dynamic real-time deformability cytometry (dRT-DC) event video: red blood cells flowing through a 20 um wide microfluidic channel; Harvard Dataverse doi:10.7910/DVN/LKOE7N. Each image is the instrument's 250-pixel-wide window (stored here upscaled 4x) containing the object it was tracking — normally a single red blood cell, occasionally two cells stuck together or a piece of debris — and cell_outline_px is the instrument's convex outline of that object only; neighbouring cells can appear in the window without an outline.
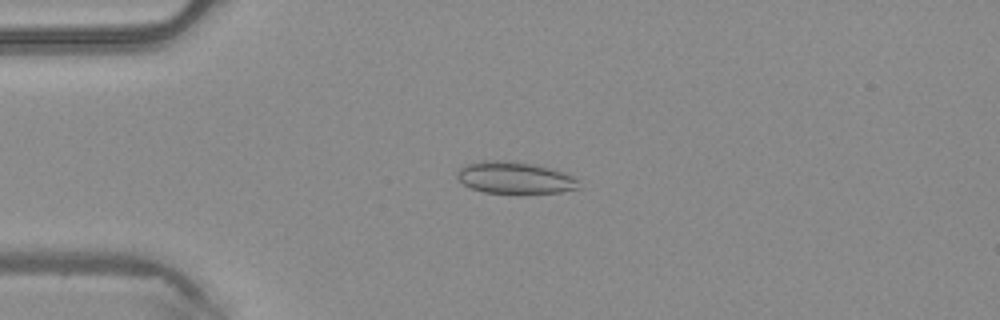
{"species": "common noctule bat (a hibernating species)", "species_latin": "Nyctalus noctula", "temperature_condition": "warm", "stored_images_in_passage": 47, "camera_frame_rate_fps": 3000, "um_per_image_px": 0.085, "animal": {"sex": "male", "body_mass_g": 20.4}, "frame": {"image": 1, "passage_image": 12, "time_ms": 3.667, "image_size_px": [1000, 320], "cell_outline_px": [[580, 188], [560, 192], [524, 196], [484, 192], [472, 188], [464, 184], [456, 176], [456, 172], [460, 168], [468, 164], [480, 160], [508, 160], [536, 164], [564, 172], [576, 176], [580, 180]], "centroid_in_image_um": [43.83, 15.14], "position_along_channel_um": 41.2, "area_um2": 23.7}}
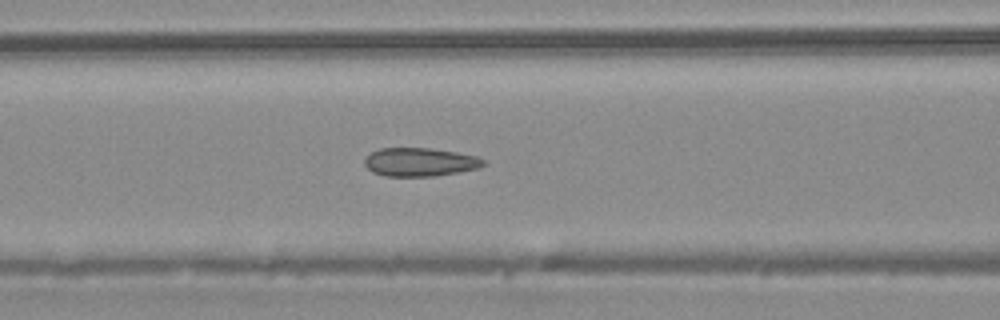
{"frame": {"image": 2, "passage_image": 20, "time_ms": 6.333, "image_size_px": [1000, 320], "cell_outline_px": [[484, 164], [480, 168], [460, 172], [436, 176], [384, 176], [372, 172], [364, 164], [364, 160], [372, 152], [380, 148], [428, 148], [456, 152], [476, 156], [484, 160]], "centroid_in_image_um": [35.7, 13.78], "position_along_channel_um": 130.9, "area_um2": 19.71}}
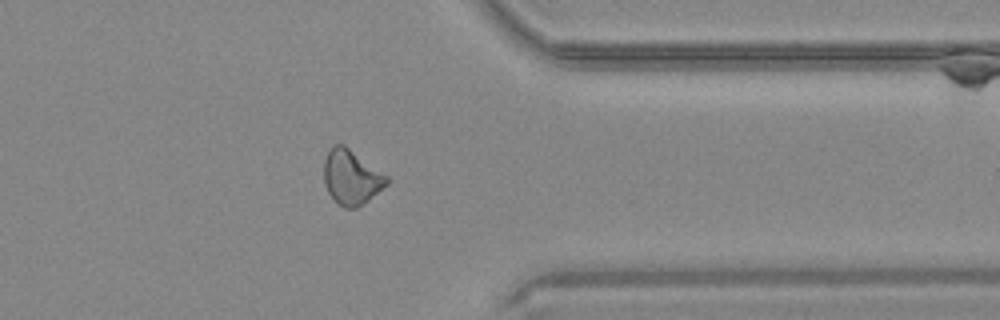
{"frame": {"image": 3, "passage_image": 38, "time_ms": 12.333, "image_size_px": [1000, 320], "cell_outline_px": [[388, 184], [368, 200], [356, 208], [344, 208], [328, 192], [324, 184], [324, 160], [328, 148], [332, 144], [344, 144], [388, 176]], "centroid_in_image_um": [29.85, 15.03], "position_along_channel_um": 381.6, "area_um2": 20.0}}